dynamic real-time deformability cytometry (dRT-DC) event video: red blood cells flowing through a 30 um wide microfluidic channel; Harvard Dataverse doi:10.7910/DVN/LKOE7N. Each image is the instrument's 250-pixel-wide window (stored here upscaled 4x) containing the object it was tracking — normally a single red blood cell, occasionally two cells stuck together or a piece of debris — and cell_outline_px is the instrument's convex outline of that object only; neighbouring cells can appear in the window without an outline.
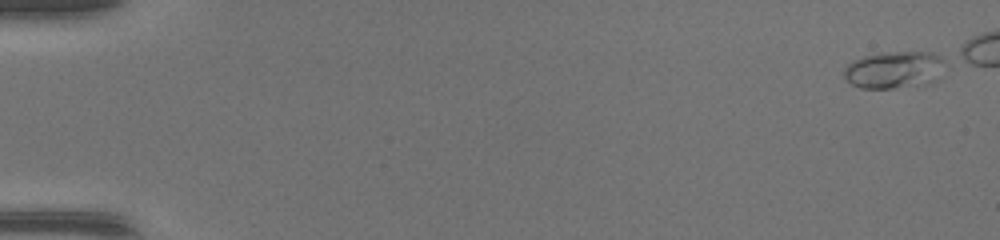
{"species": "common noctule bat (a hibernating species)", "species_latin": "Nyctalus noctula", "temperature_condition": "warm", "stored_images_in_passage": 41, "camera_frame_rate_fps": 3000, "um_per_image_px": 0.085, "animal": {"sex": "female", "body_mass_g": 17.0, "forearm_length_mm": 48.0}, "frame": {"image": 1, "passage_image": 1, "time_ms": 0.0, "image_size_px": [1000, 240], "cell_outline_px": [[944, 60], [940, 80], [932, 84], [892, 88], [860, 88], [852, 84], [844, 76], [844, 68], [852, 60], [864, 56], [880, 52], [932, 52], [940, 56]], "centroid_in_image_um": [76.05, 5.94], "position_along_channel_um": 9.0, "area_um2": 22.25}}
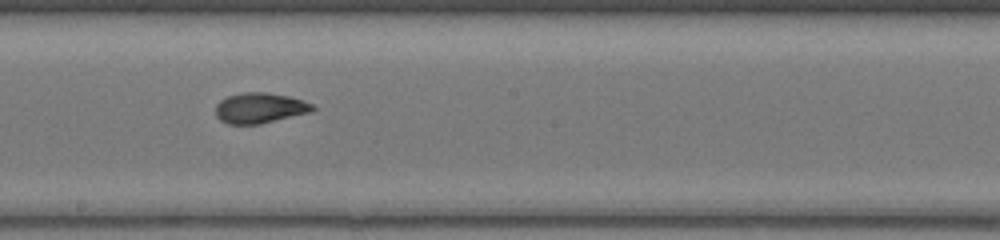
{"frame": {"image": 2, "passage_image": 27, "time_ms": 8.667, "image_size_px": [1000, 240], "cell_outline_px": [[316, 108], [312, 112], [260, 124], [228, 124], [220, 120], [216, 116], [216, 104], [220, 100], [228, 96], [240, 92], [264, 92], [288, 96], [304, 100], [312, 104]], "centroid_in_image_um": [22.09, 9.18], "position_along_channel_um": 226.1, "area_um2": 17.34}}
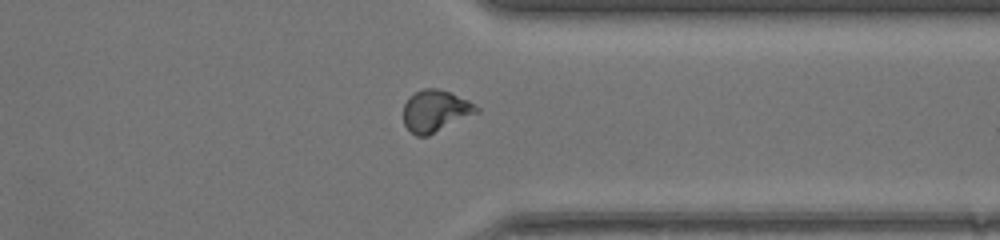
{"frame": {"image": 3, "passage_image": 37, "time_ms": 12.0, "image_size_px": [1000, 240], "cell_outline_px": [[480, 112], [428, 136], [416, 136], [404, 124], [404, 104], [408, 96], [424, 88], [436, 88], [448, 92], [468, 100], [480, 108]], "centroid_in_image_um": [37.02, 9.43], "position_along_channel_um": 374.4, "area_um2": 17.8}}